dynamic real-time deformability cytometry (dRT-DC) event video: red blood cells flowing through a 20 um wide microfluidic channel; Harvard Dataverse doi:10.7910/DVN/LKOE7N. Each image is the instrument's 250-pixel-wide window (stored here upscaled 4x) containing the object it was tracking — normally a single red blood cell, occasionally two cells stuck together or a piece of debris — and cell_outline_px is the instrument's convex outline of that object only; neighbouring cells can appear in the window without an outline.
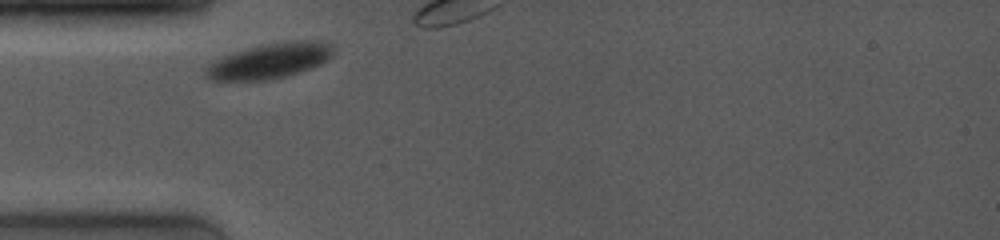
{"species": "common noctule bat (a hibernating species)", "species_latin": "Nyctalus noctula", "temperature_condition": "room temperature", "stored_images_in_passage": 3, "camera_frame_rate_fps": 4000, "um_per_image_px": 0.085, "animal": {"sex": "female", "body_mass_g": 19.0, "forearm_length_mm": 53.3}, "frame": {"image": 1, "passage_image": 1, "time_ms": 0.0, "image_size_px": [1000, 240], "cell_outline_px": [[332, 56], [320, 64], [300, 72], [288, 76], [264, 80], [212, 80], [204, 72], [204, 68], [216, 60], [224, 56], [236, 52], [264, 44], [304, 40], [328, 40], [332, 48]], "centroid_in_image_um": [22.97, 5.17], "position_along_channel_um": 62.0, "area_um2": 25.78}}